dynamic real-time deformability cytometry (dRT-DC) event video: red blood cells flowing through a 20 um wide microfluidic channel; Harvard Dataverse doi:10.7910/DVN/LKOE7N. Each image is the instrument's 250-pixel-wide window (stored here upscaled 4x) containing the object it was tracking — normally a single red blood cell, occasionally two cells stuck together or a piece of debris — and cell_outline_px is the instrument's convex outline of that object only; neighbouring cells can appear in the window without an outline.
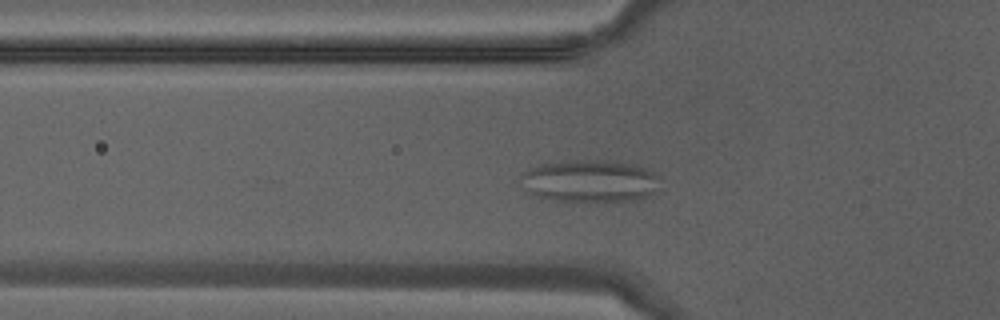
{"species": "Egyptian fruit bat (a non-hibernating species)", "species_latin": "Rousettus aegyptiacus", "temperature_condition": "warm", "stored_images_in_passage": 23, "camera_frame_rate_fps": 3000, "um_per_image_px": 0.085, "animal": {"sex": "male"}, "frame": {"image": 1, "passage_image": 13, "time_ms": 4.0, "image_size_px": [1000, 320], "cell_outline_px": [[664, 176], [652, 192], [644, 200], [556, 200], [532, 196], [524, 188], [520, 176], [524, 172], [536, 164], [592, 160], [600, 160], [632, 164], [644, 168]], "centroid_in_image_um": [50.15, 15.38], "position_along_channel_um": 75.6, "area_um2": 34.04}}